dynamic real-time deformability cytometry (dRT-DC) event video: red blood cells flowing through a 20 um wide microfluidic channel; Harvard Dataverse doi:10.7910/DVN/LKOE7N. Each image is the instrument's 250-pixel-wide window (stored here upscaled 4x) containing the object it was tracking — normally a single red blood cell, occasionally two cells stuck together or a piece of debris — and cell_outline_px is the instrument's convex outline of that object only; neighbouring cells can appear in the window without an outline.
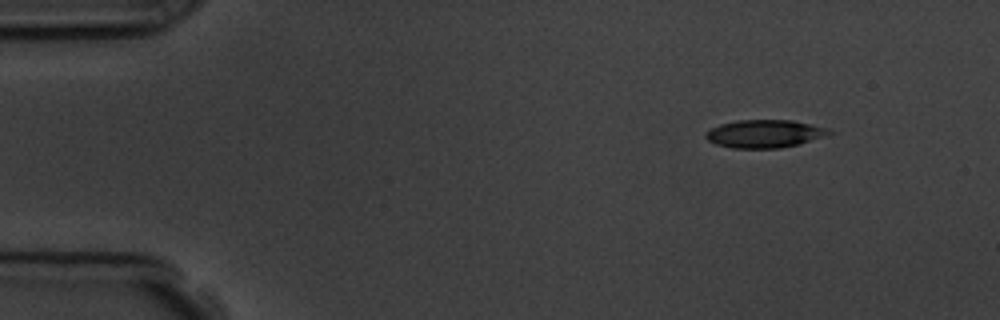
{"species": "common noctule bat (a hibernating species)", "species_latin": "Nyctalus noctula", "temperature_condition": "room temperature", "stored_images_in_passage": 4, "camera_frame_rate_fps": 3000, "um_per_image_px": 0.085, "animal": {"sex": "male", "body_mass_g": 19.5, "forearm_length_mm": 54.6}, "frame": {"image": 1, "passage_image": 1, "time_ms": 0.0, "image_size_px": [1000, 320], "cell_outline_px": [[836, 132], [824, 136], [796, 144], [780, 148], [732, 148], [716, 144], [708, 140], [704, 136], [704, 132], [720, 124], [736, 120], [792, 120], [812, 124], [828, 128]], "centroid_in_image_um": [64.97, 11.36], "position_along_channel_um": 20.0, "area_um2": 20.06}}
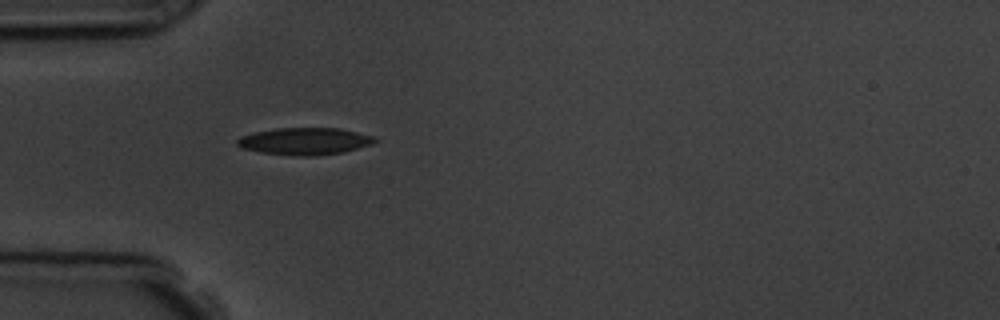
{"frame": {"image": 2, "passage_image": 4, "time_ms": 3.333, "image_size_px": [1000, 320], "cell_outline_px": [[380, 140], [372, 144], [344, 152], [316, 156], [296, 156], [260, 152], [240, 148], [236, 144], [236, 140], [240, 136], [252, 132], [276, 128], [340, 128], [372, 136]], "centroid_in_image_um": [25.87, 12.01], "position_along_channel_um": 59.1, "area_um2": 21.96}}